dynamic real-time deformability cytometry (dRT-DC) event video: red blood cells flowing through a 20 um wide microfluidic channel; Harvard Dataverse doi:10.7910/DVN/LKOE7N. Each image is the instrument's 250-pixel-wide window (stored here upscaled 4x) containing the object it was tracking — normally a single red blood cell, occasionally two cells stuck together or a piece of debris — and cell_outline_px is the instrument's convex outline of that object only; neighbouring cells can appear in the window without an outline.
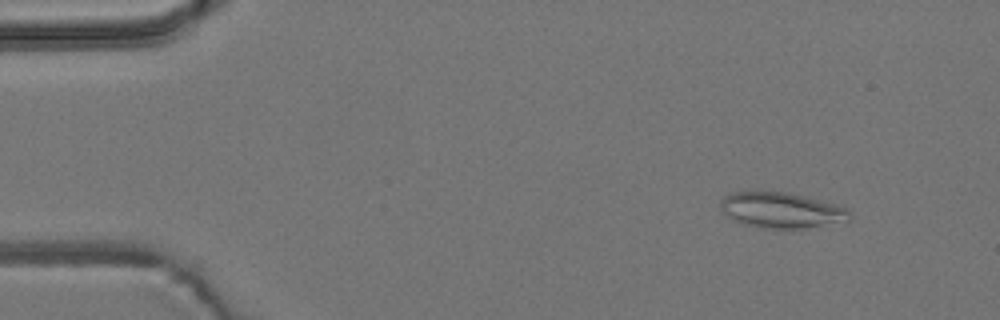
{"species": "common noctule bat (a hibernating species)", "species_latin": "Nyctalus noctula", "temperature_condition": "room temperature", "stored_images_in_passage": 19, "camera_frame_rate_fps": 3000, "um_per_image_px": 0.085, "animal": {"sex": "male", "body_mass_g": 19.2, "forearm_length_mm": 51.8}, "frame": {"image": 1, "passage_image": 6, "time_ms": 1.667, "image_size_px": [1000, 320], "cell_outline_px": [[852, 220], [804, 228], [756, 228], [732, 220], [720, 208], [720, 200], [724, 196], [732, 192], [784, 192], [848, 208], [852, 212]], "centroid_in_image_um": [66.4, 17.89], "position_along_channel_um": 18.6, "area_um2": 26.53}}